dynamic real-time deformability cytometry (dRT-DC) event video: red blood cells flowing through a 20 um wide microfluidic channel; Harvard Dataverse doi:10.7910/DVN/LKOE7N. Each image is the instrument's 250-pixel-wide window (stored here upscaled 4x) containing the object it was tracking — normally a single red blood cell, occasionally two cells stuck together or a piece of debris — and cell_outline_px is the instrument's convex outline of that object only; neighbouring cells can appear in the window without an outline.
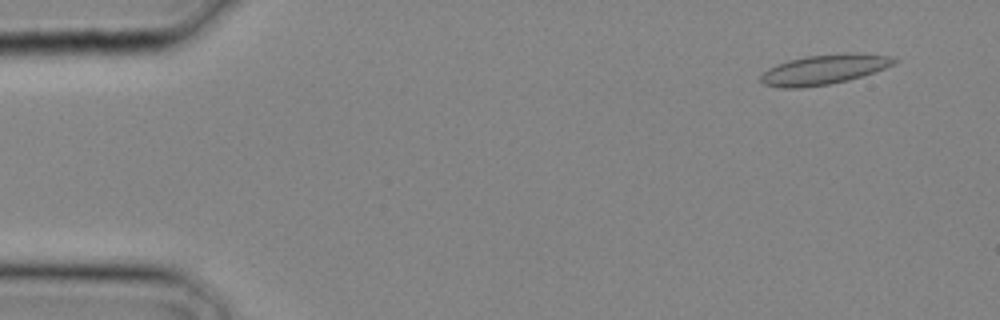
{"species": "common noctule bat (a hibernating species)", "species_latin": "Nyctalus noctula", "temperature_condition": "cold", "stored_images_in_passage": 13, "camera_frame_rate_fps": 3000, "um_per_image_px": 0.085, "animal": {"sex": "male", "body_mass_g": 20.4}, "frame": {"image": 1, "passage_image": 1, "time_ms": 0.0, "image_size_px": [1000, 320], "cell_outline_px": [[900, 60], [884, 68], [848, 80], [828, 84], [800, 88], [784, 88], [764, 84], [760, 80], [760, 76], [768, 68], [792, 60], [808, 56], [848, 52], [892, 56]], "centroid_in_image_um": [70.06, 5.9], "position_along_channel_um": 14.9, "area_um2": 22.77}}
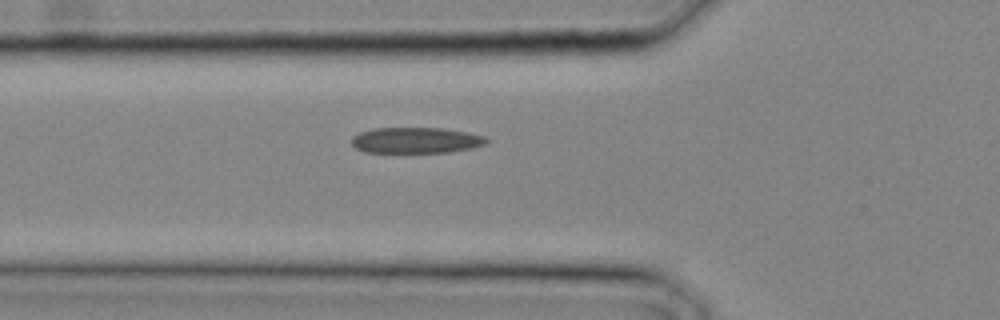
{"frame": {"image": 2, "passage_image": 9, "time_ms": 2.667, "image_size_px": [1000, 320], "cell_outline_px": [[488, 140], [484, 144], [472, 148], [448, 152], [364, 152], [356, 148], [352, 144], [352, 136], [360, 132], [372, 128], [444, 128], [484, 136]], "centroid_in_image_um": [35.31, 11.92], "position_along_channel_um": 90.5, "area_um2": 20.17}}
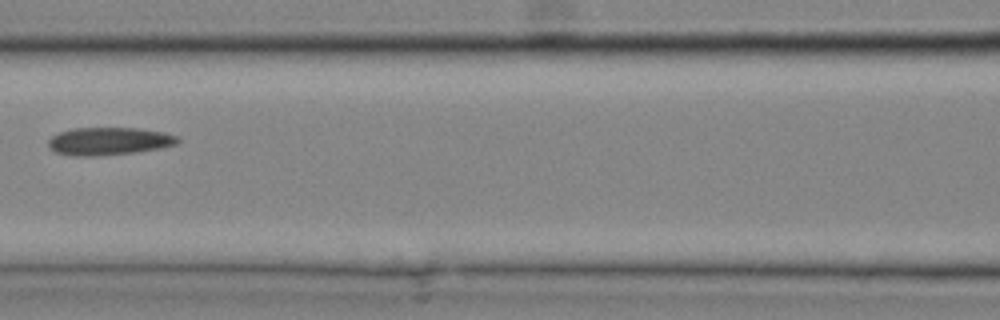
{"frame": {"image": 3, "passage_image": 12, "time_ms": 3.667, "image_size_px": [1000, 320], "cell_outline_px": [[180, 140], [176, 144], [160, 148], [136, 152], [96, 156], [72, 156], [56, 152], [48, 144], [48, 140], [52, 136], [60, 132], [76, 128], [140, 128], [164, 132], [180, 136]], "centroid_in_image_um": [9.3, 12.0], "position_along_channel_um": 157.3, "area_um2": 20.92}}